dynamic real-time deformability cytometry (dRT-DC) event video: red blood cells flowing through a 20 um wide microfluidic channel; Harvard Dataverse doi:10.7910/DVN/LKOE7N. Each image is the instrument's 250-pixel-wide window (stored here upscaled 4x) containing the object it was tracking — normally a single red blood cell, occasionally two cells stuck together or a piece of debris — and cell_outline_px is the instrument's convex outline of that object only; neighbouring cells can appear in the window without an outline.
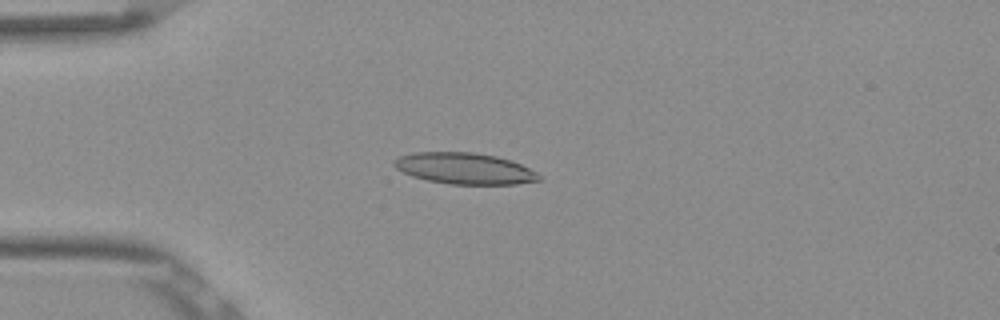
{"species": "Egyptian fruit bat (a non-hibernating species)", "species_latin": "Rousettus aegyptiacus", "temperature_condition": "room temperature", "stored_images_in_passage": 52, "camera_frame_rate_fps": 3000, "um_per_image_px": 0.085, "frame": {"image": 1, "passage_image": 13, "time_ms": 4.0, "image_size_px": [1000, 320], "cell_outline_px": [[540, 180], [516, 184], [448, 184], [428, 180], [412, 176], [396, 168], [392, 164], [392, 160], [400, 156], [416, 152], [472, 152], [496, 156], [512, 160], [536, 172], [540, 176]], "centroid_in_image_um": [39.47, 14.31], "position_along_channel_um": 45.5, "area_um2": 26.3}}
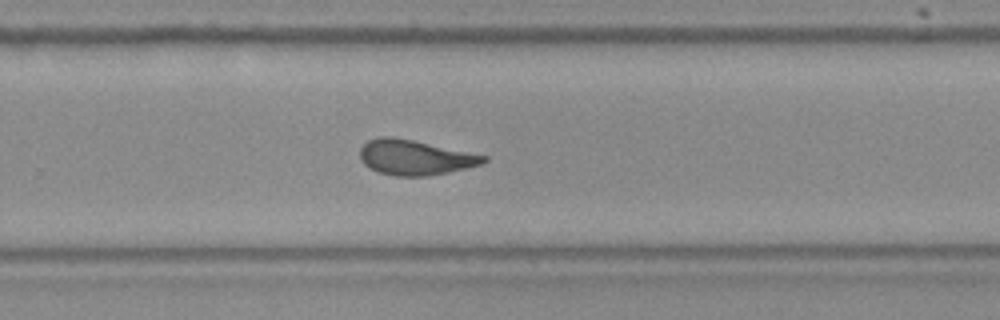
{"frame": {"image": 2, "passage_image": 34, "time_ms": 11.0, "image_size_px": [1000, 320], "cell_outline_px": [[488, 160], [480, 164], [448, 172], [428, 176], [396, 176], [376, 172], [368, 168], [360, 160], [360, 148], [368, 140], [380, 136], [392, 136], [412, 140], [488, 156]], "centroid_in_image_um": [35.21, 13.38], "position_along_channel_um": 294.6, "area_um2": 25.2}}
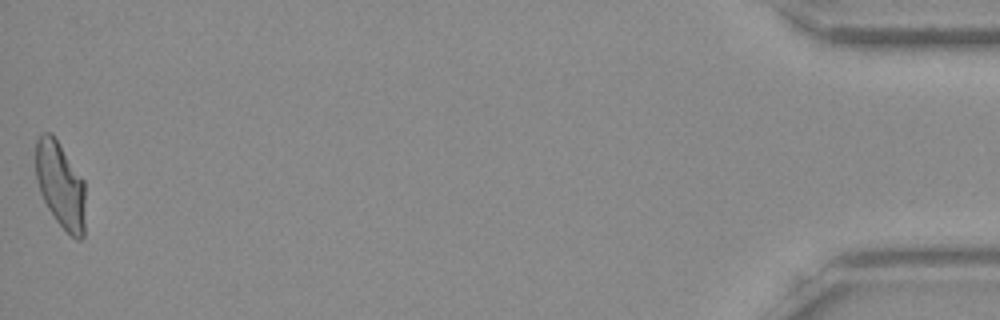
{"frame": {"image": 3, "passage_image": 52, "time_ms": 17.0, "image_size_px": [1000, 320], "cell_outline_px": [[84, 236], [80, 240], [76, 240], [56, 220], [48, 208], [40, 192], [36, 180], [36, 140], [44, 132], [52, 132], [84, 180]], "centroid_in_image_um": [5.14, 15.71], "position_along_channel_um": 430.1, "area_um2": 24.8}, "authors_computed_cell_mechanics": {"area_um2": 25.2586, "velocity_mm_per_s": 3.8368, "shape_relaxation_time_tau1_ms": 8.0751, "shape_relaxation_time_tau2_ms": 1.8142, "deformation_change_tau1": 0.2114, "deformation_change_tau2": 0.1018}}